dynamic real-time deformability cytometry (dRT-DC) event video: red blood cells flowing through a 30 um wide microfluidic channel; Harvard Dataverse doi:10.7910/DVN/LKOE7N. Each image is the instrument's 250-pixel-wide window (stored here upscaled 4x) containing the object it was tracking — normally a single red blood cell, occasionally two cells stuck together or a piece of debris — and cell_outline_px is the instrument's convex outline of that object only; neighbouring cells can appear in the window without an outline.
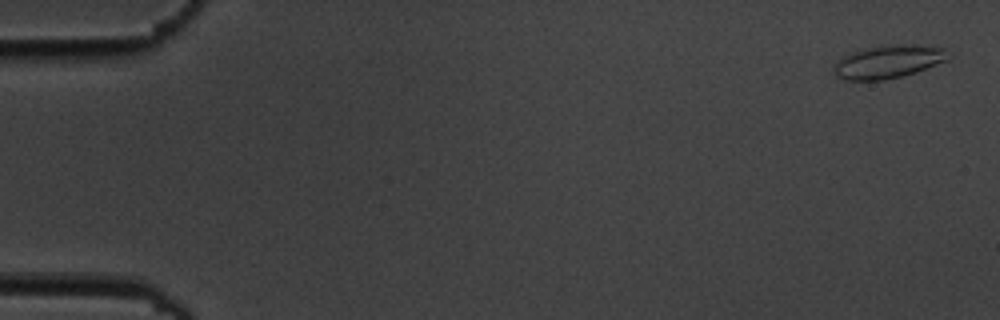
{"species": "common noctule bat (a hibernating species)", "species_latin": "Nyctalus noctula", "temperature_condition": "cold", "stored_images_in_passage": 9, "camera_frame_rate_fps": 3000, "um_per_image_px": 0.085, "animal": {"sex": "male", "body_mass_g": 19.5, "forearm_length_mm": 54.6}, "frame": {"image": 1, "passage_image": 1, "time_ms": 0.0, "image_size_px": [1000, 320], "cell_outline_px": [[952, 56], [944, 60], [916, 72], [884, 80], [844, 80], [836, 76], [832, 68], [844, 56], [852, 52], [868, 48], [892, 44], [944, 48]], "centroid_in_image_um": [75.46, 5.26], "position_along_channel_um": 9.5, "area_um2": 21.44}}
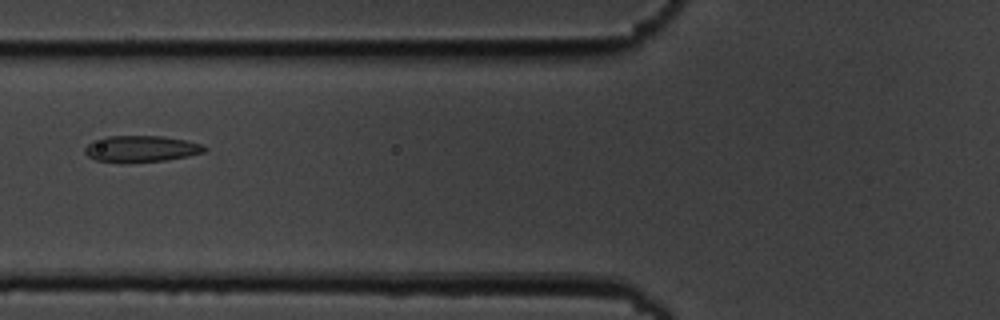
{"frame": {"image": 2, "passage_image": 7, "time_ms": 7.0, "image_size_px": [1000, 320], "cell_outline_px": [[208, 148], [204, 152], [164, 160], [96, 160], [88, 156], [84, 152], [84, 148], [92, 140], [104, 136], [164, 136], [204, 144]], "centroid_in_image_um": [12.0, 12.59], "position_along_channel_um": 113.8, "area_um2": 17.69}}
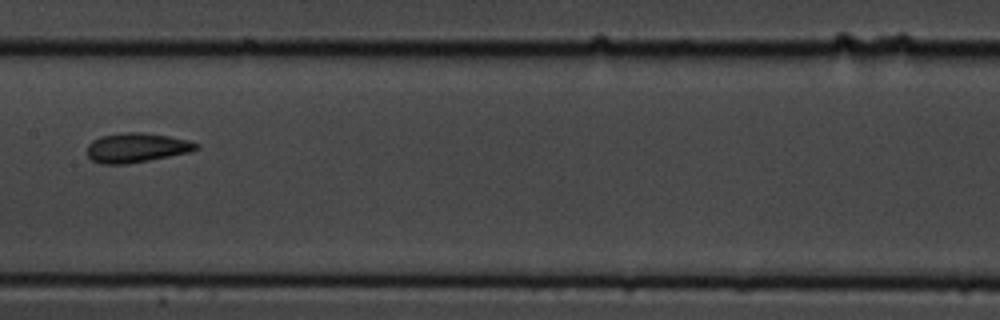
{"frame": {"image": 3, "passage_image": 9, "time_ms": 9.333, "image_size_px": [1000, 320], "cell_outline_px": [[200, 148], [188, 152], [128, 164], [100, 164], [92, 160], [88, 156], [88, 144], [92, 140], [100, 136], [124, 132], [144, 132], [168, 136], [188, 140], [200, 144]], "centroid_in_image_um": [11.59, 12.55], "position_along_channel_um": 195.8, "area_um2": 18.73}}